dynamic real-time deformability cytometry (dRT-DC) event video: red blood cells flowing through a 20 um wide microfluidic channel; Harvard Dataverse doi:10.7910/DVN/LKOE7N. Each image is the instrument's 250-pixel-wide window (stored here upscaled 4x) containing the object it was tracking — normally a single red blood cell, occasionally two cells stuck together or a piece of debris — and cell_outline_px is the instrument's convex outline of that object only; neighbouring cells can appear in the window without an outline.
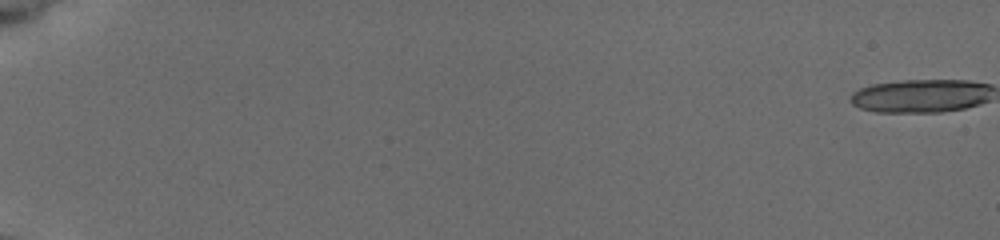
{"species": "common noctule bat (a hibernating species)", "species_latin": "Nyctalus noctula", "temperature_condition": "cold", "stored_images_in_passage": 3, "camera_frame_rate_fps": 3000, "um_per_image_px": 0.085, "animal": {"sex": "female", "body_mass_g": 19.5, "forearm_length_mm": 54.1}, "frame": {"image": 1, "passage_image": 1, "time_ms": 0.0, "image_size_px": [1000, 240], "cell_outline_px": [[984, 84], [980, 100], [972, 104], [956, 108], [900, 108], [888, 84]], "centroid_in_image_um": [79.58, 8.09], "position_along_channel_um": 5.4, "area_um2": 14.57}}